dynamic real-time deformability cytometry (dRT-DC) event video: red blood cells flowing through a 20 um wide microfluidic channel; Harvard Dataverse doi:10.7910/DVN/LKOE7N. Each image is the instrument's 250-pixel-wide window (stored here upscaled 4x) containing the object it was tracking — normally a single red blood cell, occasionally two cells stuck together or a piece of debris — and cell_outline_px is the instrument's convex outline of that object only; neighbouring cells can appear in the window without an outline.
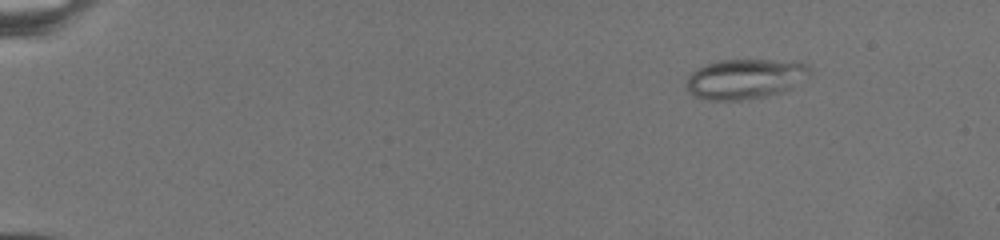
{"species": "common noctule bat (a hibernating species)", "species_latin": "Nyctalus noctula", "temperature_condition": "warm", "stored_images_in_passage": 75, "camera_frame_rate_fps": 3000, "um_per_image_px": 0.085, "animal": {"sex": "female", "body_mass_g": 19.5, "forearm_length_mm": 54.1}, "frame": {"image": 1, "passage_image": 2, "time_ms": 0.333, "image_size_px": [1000, 240], "cell_outline_px": [[808, 76], [792, 88], [764, 96], [740, 100], [704, 100], [696, 96], [688, 88], [688, 76], [692, 72], [708, 64], [720, 60], [768, 60], [804, 64], [808, 68]], "centroid_in_image_um": [63.3, 6.72], "position_along_channel_um": 21.7, "area_um2": 27.86}}
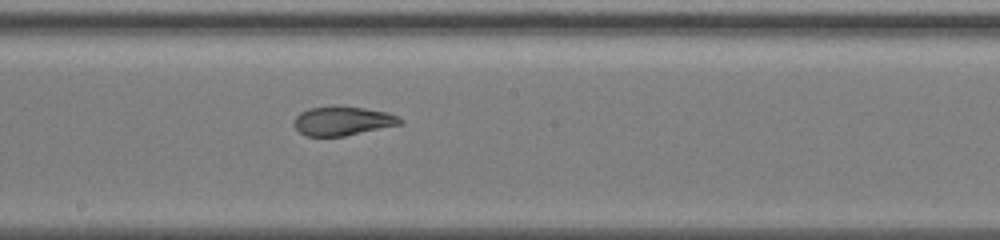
{"frame": {"image": 2, "passage_image": 37, "time_ms": 11.667, "image_size_px": [1000, 240], "cell_outline_px": [[404, 120], [400, 124], [344, 136], [304, 136], [292, 124], [296, 116], [300, 112], [308, 108], [340, 104], [388, 112]], "centroid_in_image_um": [29.07, 10.25], "position_along_channel_um": 219.1, "area_um2": 18.21}}
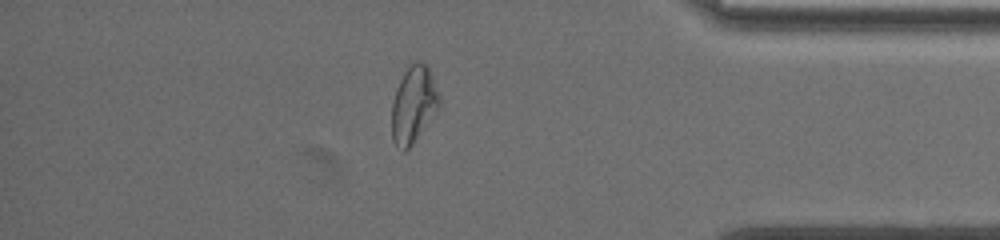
{"frame": {"image": 3, "passage_image": 65, "time_ms": 18.667, "image_size_px": [1000, 240], "cell_outline_px": [[440, 108], [412, 144], [404, 152], [392, 140], [392, 104], [396, 88], [408, 64], [412, 60], [420, 60], [428, 68], [440, 96]], "centroid_in_image_um": [35.15, 8.86], "position_along_channel_um": 400.0, "area_um2": 21.27}}